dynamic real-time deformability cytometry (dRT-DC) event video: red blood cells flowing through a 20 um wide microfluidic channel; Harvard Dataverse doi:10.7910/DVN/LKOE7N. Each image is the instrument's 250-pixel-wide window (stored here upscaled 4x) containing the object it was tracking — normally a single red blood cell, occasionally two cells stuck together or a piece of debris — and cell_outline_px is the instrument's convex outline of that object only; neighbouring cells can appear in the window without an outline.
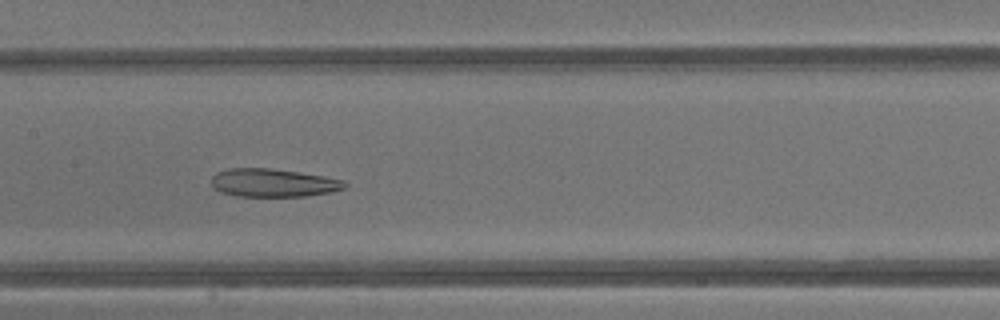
{"species": "common noctule bat (a hibernating species)", "species_latin": "Nyctalus noctula", "temperature_condition": "warm", "stored_images_in_passage": 42, "camera_frame_rate_fps": 3000, "um_per_image_px": 0.085, "animal": {"sex": "male", "body_mass_g": 13.3}, "frame": {"image": 1, "passage_image": 21, "time_ms": 6.667, "image_size_px": [1000, 320], "cell_outline_px": [[348, 184], [344, 188], [332, 192], [304, 196], [236, 196], [220, 192], [212, 188], [212, 176], [216, 172], [228, 168], [272, 168], [344, 180]], "centroid_in_image_um": [23.17, 15.54], "position_along_channel_um": 184.2, "area_um2": 21.85}}
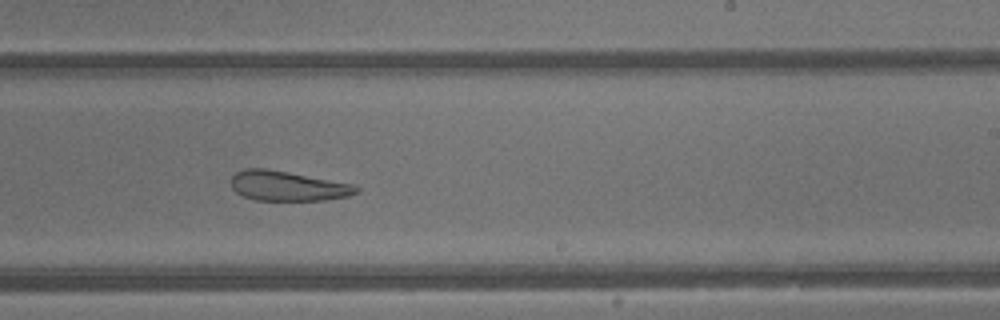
{"frame": {"image": 2, "passage_image": 26, "time_ms": 8.333, "image_size_px": [1000, 320], "cell_outline_px": [[360, 192], [348, 196], [324, 200], [256, 200], [244, 196], [236, 192], [232, 188], [232, 176], [236, 172], [244, 168], [264, 168], [288, 172], [356, 184], [360, 188]], "centroid_in_image_um": [24.5, 15.8], "position_along_channel_um": 264.5, "area_um2": 21.85}}
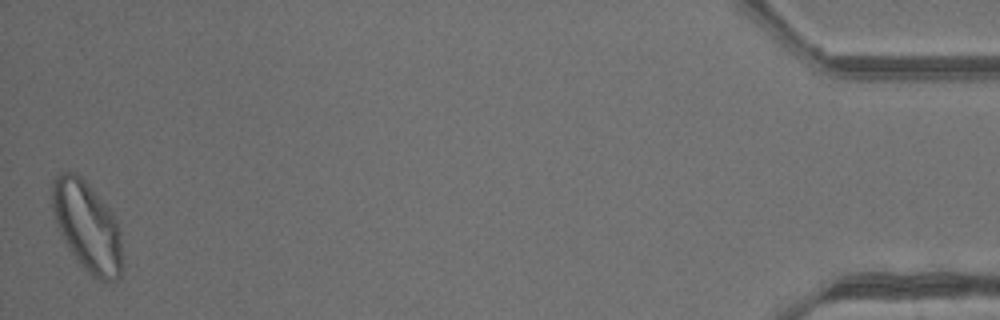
{"frame": {"image": 3, "passage_image": 42, "time_ms": 13.667, "image_size_px": [1000, 320], "cell_outline_px": [[120, 276], [116, 280], [100, 280], [92, 276], [80, 264], [68, 248], [56, 224], [52, 208], [52, 180], [56, 176], [64, 172], [76, 172], [88, 184], [112, 212], [120, 228]], "centroid_in_image_um": [7.38, 19.22], "position_along_channel_um": 427.8, "area_um2": 36.18}}